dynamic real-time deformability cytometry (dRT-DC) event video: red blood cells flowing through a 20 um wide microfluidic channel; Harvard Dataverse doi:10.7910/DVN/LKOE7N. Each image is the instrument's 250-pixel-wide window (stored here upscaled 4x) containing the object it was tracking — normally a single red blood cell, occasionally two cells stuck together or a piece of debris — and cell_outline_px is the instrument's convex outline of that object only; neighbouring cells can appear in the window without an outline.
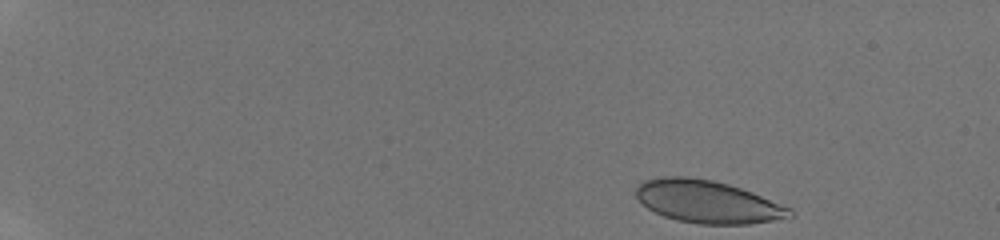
{"species": "human", "species_latin": "Homo sapiens", "temperature_condition": "room temperature", "stored_images_in_passage": 45, "camera_frame_rate_fps": 3000, "um_per_image_px": 0.085, "donor": {"sex": "male"}, "frame": {"image": 1, "passage_image": 1, "time_ms": 0.0, "image_size_px": [1000, 240], "cell_outline_px": [[796, 216], [748, 224], [700, 224], [676, 220], [664, 216], [648, 208], [636, 196], [636, 188], [644, 180], [660, 176], [688, 176], [712, 180], [728, 184], [752, 192], [792, 208]], "centroid_in_image_um": [60.16, 17.14], "position_along_channel_um": 24.8, "area_um2": 38.15}}
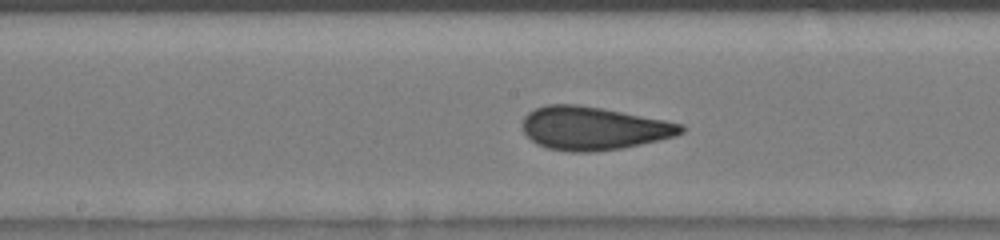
{"frame": {"image": 2, "passage_image": 24, "time_ms": 7.667, "image_size_px": [1000, 240], "cell_outline_px": [[688, 128], [684, 132], [676, 136], [660, 140], [620, 148], [596, 152], [572, 152], [548, 148], [536, 144], [524, 132], [524, 116], [528, 112], [536, 108], [548, 104], [576, 104], [600, 108], [664, 120], [684, 124]], "centroid_in_image_um": [50.47, 10.91], "position_along_channel_um": 197.7, "area_um2": 39.82}}
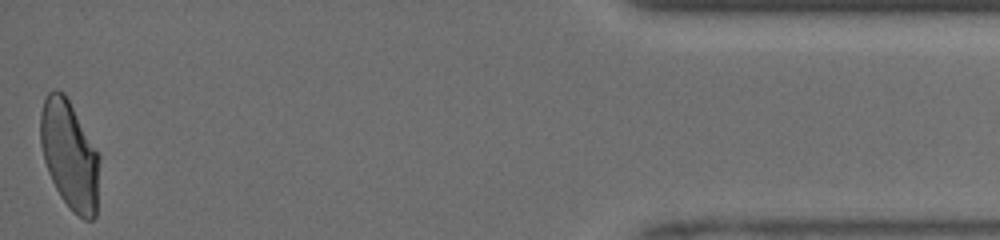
{"frame": {"image": 3, "passage_image": 45, "time_ms": 14.667, "image_size_px": [1000, 240], "cell_outline_px": [[100, 160], [96, 216], [92, 220], [84, 220], [72, 212], [60, 196], [48, 172], [44, 160], [40, 144], [40, 112], [44, 100], [48, 92], [56, 88], [64, 92], [100, 156]], "centroid_in_image_um": [5.91, 13.19], "position_along_channel_um": 429.3, "area_um2": 37.51}, "authors_computed_cell_mechanics": {"area_um2": 38.437, "velocity_mm_per_s": 4.2023, "shape_relaxation_time_tau1_ms": 9.003, "shape_relaxation_time_tau2_ms": null, "deformation_change_tau1": 0.2097, "deformation_change_tau2": null}}